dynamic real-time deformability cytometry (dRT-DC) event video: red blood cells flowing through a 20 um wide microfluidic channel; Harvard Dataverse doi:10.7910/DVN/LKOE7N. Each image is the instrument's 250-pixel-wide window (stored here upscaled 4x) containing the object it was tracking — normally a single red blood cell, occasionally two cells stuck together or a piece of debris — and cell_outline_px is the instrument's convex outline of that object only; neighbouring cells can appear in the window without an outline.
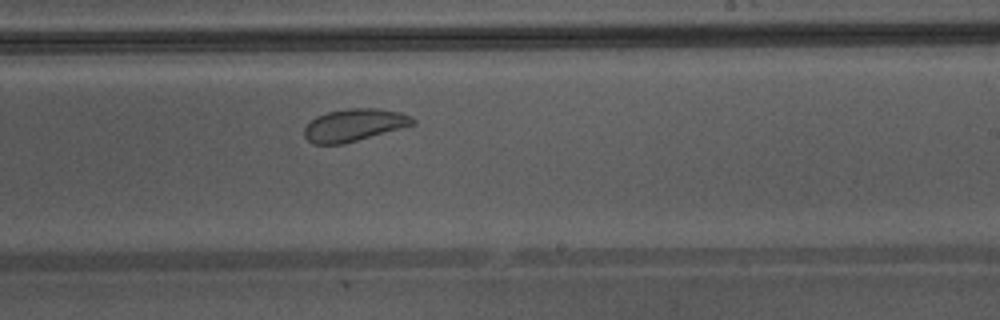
{"species": "Egyptian fruit bat (a non-hibernating species)", "species_latin": "Rousettus aegyptiacus", "temperature_condition": "warm", "stored_images_in_passage": 33, "camera_frame_rate_fps": 3000, "um_per_image_px": 0.085, "animal": {"sex": "male"}, "frame": {"image": 1, "passage_image": 15, "time_ms": 4.667, "image_size_px": [1000, 320], "cell_outline_px": [[416, 124], [344, 144], [312, 144], [304, 136], [304, 128], [316, 116], [328, 112], [348, 108], [376, 108], [400, 112], [412, 116], [416, 120]], "centroid_in_image_um": [30.12, 10.63], "position_along_channel_um": 258.9, "area_um2": 20.52}, "authors_computed_cell_mechanics": {"area_um2": 22.4842, "velocity_mm_per_s": 4.3013, "shape_relaxation_time_tau1_ms": 4.9166, "shape_relaxation_time_tau2_ms": 1.3093, "deformation_change_tau1": 0.0687, "deformation_change_tau2": 0.066}}